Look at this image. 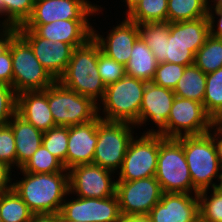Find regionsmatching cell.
<instances>
[{"instance_id": "6da1fadb", "label": "cell", "mask_w": 222, "mask_h": 222, "mask_svg": "<svg viewBox=\"0 0 222 222\" xmlns=\"http://www.w3.org/2000/svg\"><path fill=\"white\" fill-rule=\"evenodd\" d=\"M138 28L140 37L149 46L158 64L193 65L196 52L210 35L208 17L172 23H141Z\"/></svg>"}, {"instance_id": "7a4b0ae2", "label": "cell", "mask_w": 222, "mask_h": 222, "mask_svg": "<svg viewBox=\"0 0 222 222\" xmlns=\"http://www.w3.org/2000/svg\"><path fill=\"white\" fill-rule=\"evenodd\" d=\"M23 177L13 178V190L27 204L33 214L60 213L69 193V172L27 173L19 169Z\"/></svg>"}, {"instance_id": "3957f363", "label": "cell", "mask_w": 222, "mask_h": 222, "mask_svg": "<svg viewBox=\"0 0 222 222\" xmlns=\"http://www.w3.org/2000/svg\"><path fill=\"white\" fill-rule=\"evenodd\" d=\"M99 44L90 38L84 45L74 48L71 59L62 76L57 80L63 86L98 104L106 86L98 72Z\"/></svg>"}, {"instance_id": "277c9868", "label": "cell", "mask_w": 222, "mask_h": 222, "mask_svg": "<svg viewBox=\"0 0 222 222\" xmlns=\"http://www.w3.org/2000/svg\"><path fill=\"white\" fill-rule=\"evenodd\" d=\"M176 139L183 145L193 186L199 192L216 189L222 177V166L212 136L206 133Z\"/></svg>"}, {"instance_id": "5b68a950", "label": "cell", "mask_w": 222, "mask_h": 222, "mask_svg": "<svg viewBox=\"0 0 222 222\" xmlns=\"http://www.w3.org/2000/svg\"><path fill=\"white\" fill-rule=\"evenodd\" d=\"M146 83L125 75L120 80L107 85L104 98L98 103V116L107 121L131 123L138 128Z\"/></svg>"}, {"instance_id": "8992f818", "label": "cell", "mask_w": 222, "mask_h": 222, "mask_svg": "<svg viewBox=\"0 0 222 222\" xmlns=\"http://www.w3.org/2000/svg\"><path fill=\"white\" fill-rule=\"evenodd\" d=\"M155 178L163 193H199L193 186L183 145L176 138H164L159 135Z\"/></svg>"}, {"instance_id": "52a82bcc", "label": "cell", "mask_w": 222, "mask_h": 222, "mask_svg": "<svg viewBox=\"0 0 222 222\" xmlns=\"http://www.w3.org/2000/svg\"><path fill=\"white\" fill-rule=\"evenodd\" d=\"M136 126L127 122L107 121L97 116V144L92 163L114 173L121 169L123 159Z\"/></svg>"}, {"instance_id": "ba28073f", "label": "cell", "mask_w": 222, "mask_h": 222, "mask_svg": "<svg viewBox=\"0 0 222 222\" xmlns=\"http://www.w3.org/2000/svg\"><path fill=\"white\" fill-rule=\"evenodd\" d=\"M13 68V89L24 91L45 90L56 80L35 57L29 43L18 33L10 43Z\"/></svg>"}, {"instance_id": "9c48e42d", "label": "cell", "mask_w": 222, "mask_h": 222, "mask_svg": "<svg viewBox=\"0 0 222 222\" xmlns=\"http://www.w3.org/2000/svg\"><path fill=\"white\" fill-rule=\"evenodd\" d=\"M48 104L56 126L84 124L98 116V104L55 81L48 87Z\"/></svg>"}, {"instance_id": "30bf717a", "label": "cell", "mask_w": 222, "mask_h": 222, "mask_svg": "<svg viewBox=\"0 0 222 222\" xmlns=\"http://www.w3.org/2000/svg\"><path fill=\"white\" fill-rule=\"evenodd\" d=\"M140 136V137H139ZM159 135H139L131 140L117 181H132L154 177L157 171ZM118 177V178H117Z\"/></svg>"}, {"instance_id": "8fae6325", "label": "cell", "mask_w": 222, "mask_h": 222, "mask_svg": "<svg viewBox=\"0 0 222 222\" xmlns=\"http://www.w3.org/2000/svg\"><path fill=\"white\" fill-rule=\"evenodd\" d=\"M174 99L173 90L156 85L153 82H147L140 107L137 130L144 127V124L145 126L149 125L151 121V124L155 126L147 129L148 131H143L142 135H161L164 138H168L167 119Z\"/></svg>"}, {"instance_id": "7c38bea8", "label": "cell", "mask_w": 222, "mask_h": 222, "mask_svg": "<svg viewBox=\"0 0 222 222\" xmlns=\"http://www.w3.org/2000/svg\"><path fill=\"white\" fill-rule=\"evenodd\" d=\"M68 172L71 196L107 198L116 195V174L108 169L91 163L74 166Z\"/></svg>"}, {"instance_id": "4fadbf2b", "label": "cell", "mask_w": 222, "mask_h": 222, "mask_svg": "<svg viewBox=\"0 0 222 222\" xmlns=\"http://www.w3.org/2000/svg\"><path fill=\"white\" fill-rule=\"evenodd\" d=\"M102 9L101 5L89 0H37L24 25H46L56 20L69 19L91 20L92 16L102 13Z\"/></svg>"}, {"instance_id": "5bb4252c", "label": "cell", "mask_w": 222, "mask_h": 222, "mask_svg": "<svg viewBox=\"0 0 222 222\" xmlns=\"http://www.w3.org/2000/svg\"><path fill=\"white\" fill-rule=\"evenodd\" d=\"M168 122V138L203 135L215 122L206 113L202 103L175 96Z\"/></svg>"}, {"instance_id": "9a60e30c", "label": "cell", "mask_w": 222, "mask_h": 222, "mask_svg": "<svg viewBox=\"0 0 222 222\" xmlns=\"http://www.w3.org/2000/svg\"><path fill=\"white\" fill-rule=\"evenodd\" d=\"M162 193L155 176L116 183L121 215L148 214L160 201Z\"/></svg>"}, {"instance_id": "2e32d148", "label": "cell", "mask_w": 222, "mask_h": 222, "mask_svg": "<svg viewBox=\"0 0 222 222\" xmlns=\"http://www.w3.org/2000/svg\"><path fill=\"white\" fill-rule=\"evenodd\" d=\"M69 195H66L59 213L65 220L118 222L121 217L117 195L107 198H82L73 195V199H68Z\"/></svg>"}, {"instance_id": "e0dca14e", "label": "cell", "mask_w": 222, "mask_h": 222, "mask_svg": "<svg viewBox=\"0 0 222 222\" xmlns=\"http://www.w3.org/2000/svg\"><path fill=\"white\" fill-rule=\"evenodd\" d=\"M125 18V19H124ZM122 22L113 25L108 30L106 37L92 26V37L99 44L101 52L126 66L130 59L132 48L140 37L138 24L129 20L126 16Z\"/></svg>"}, {"instance_id": "ac0fdd59", "label": "cell", "mask_w": 222, "mask_h": 222, "mask_svg": "<svg viewBox=\"0 0 222 222\" xmlns=\"http://www.w3.org/2000/svg\"><path fill=\"white\" fill-rule=\"evenodd\" d=\"M18 33L29 43L35 57L57 81L66 70L74 47L39 37L33 30H18Z\"/></svg>"}, {"instance_id": "d6986e66", "label": "cell", "mask_w": 222, "mask_h": 222, "mask_svg": "<svg viewBox=\"0 0 222 222\" xmlns=\"http://www.w3.org/2000/svg\"><path fill=\"white\" fill-rule=\"evenodd\" d=\"M148 215L152 222H197L198 194L162 193L160 201Z\"/></svg>"}, {"instance_id": "ffe728a7", "label": "cell", "mask_w": 222, "mask_h": 222, "mask_svg": "<svg viewBox=\"0 0 222 222\" xmlns=\"http://www.w3.org/2000/svg\"><path fill=\"white\" fill-rule=\"evenodd\" d=\"M18 30H33L39 37L64 42L74 48L92 38L91 20H56L46 25H23Z\"/></svg>"}, {"instance_id": "44dd1931", "label": "cell", "mask_w": 222, "mask_h": 222, "mask_svg": "<svg viewBox=\"0 0 222 222\" xmlns=\"http://www.w3.org/2000/svg\"><path fill=\"white\" fill-rule=\"evenodd\" d=\"M97 144V117L87 123L68 127L66 170L82 164H91Z\"/></svg>"}, {"instance_id": "7402d4cb", "label": "cell", "mask_w": 222, "mask_h": 222, "mask_svg": "<svg viewBox=\"0 0 222 222\" xmlns=\"http://www.w3.org/2000/svg\"><path fill=\"white\" fill-rule=\"evenodd\" d=\"M16 113L42 132L56 127L48 104V88L17 94Z\"/></svg>"}, {"instance_id": "603a6c76", "label": "cell", "mask_w": 222, "mask_h": 222, "mask_svg": "<svg viewBox=\"0 0 222 222\" xmlns=\"http://www.w3.org/2000/svg\"><path fill=\"white\" fill-rule=\"evenodd\" d=\"M8 125L13 130L16 147V170L19 171L42 145L44 132L36 129L17 113L12 117Z\"/></svg>"}, {"instance_id": "cb8c5ba5", "label": "cell", "mask_w": 222, "mask_h": 222, "mask_svg": "<svg viewBox=\"0 0 222 222\" xmlns=\"http://www.w3.org/2000/svg\"><path fill=\"white\" fill-rule=\"evenodd\" d=\"M157 61L144 40L139 37L133 45L130 59L125 66L126 75L146 82H152Z\"/></svg>"}, {"instance_id": "d4e9b609", "label": "cell", "mask_w": 222, "mask_h": 222, "mask_svg": "<svg viewBox=\"0 0 222 222\" xmlns=\"http://www.w3.org/2000/svg\"><path fill=\"white\" fill-rule=\"evenodd\" d=\"M206 76L207 74L195 64L186 66L182 77L173 90L175 96L192 99L203 104Z\"/></svg>"}, {"instance_id": "484cf974", "label": "cell", "mask_w": 222, "mask_h": 222, "mask_svg": "<svg viewBox=\"0 0 222 222\" xmlns=\"http://www.w3.org/2000/svg\"><path fill=\"white\" fill-rule=\"evenodd\" d=\"M208 15V0H168L167 21L195 20Z\"/></svg>"}, {"instance_id": "4316f807", "label": "cell", "mask_w": 222, "mask_h": 222, "mask_svg": "<svg viewBox=\"0 0 222 222\" xmlns=\"http://www.w3.org/2000/svg\"><path fill=\"white\" fill-rule=\"evenodd\" d=\"M203 106L215 123L222 120V68L207 74Z\"/></svg>"}, {"instance_id": "83f0119b", "label": "cell", "mask_w": 222, "mask_h": 222, "mask_svg": "<svg viewBox=\"0 0 222 222\" xmlns=\"http://www.w3.org/2000/svg\"><path fill=\"white\" fill-rule=\"evenodd\" d=\"M194 64L206 74L222 68V38L209 35L196 52Z\"/></svg>"}, {"instance_id": "f1b7e54d", "label": "cell", "mask_w": 222, "mask_h": 222, "mask_svg": "<svg viewBox=\"0 0 222 222\" xmlns=\"http://www.w3.org/2000/svg\"><path fill=\"white\" fill-rule=\"evenodd\" d=\"M34 4V0H0V28L6 25L23 26L31 16Z\"/></svg>"}, {"instance_id": "f546056e", "label": "cell", "mask_w": 222, "mask_h": 222, "mask_svg": "<svg viewBox=\"0 0 222 222\" xmlns=\"http://www.w3.org/2000/svg\"><path fill=\"white\" fill-rule=\"evenodd\" d=\"M0 215L2 222H30L33 213L12 189L0 194Z\"/></svg>"}, {"instance_id": "4dcf8cb0", "label": "cell", "mask_w": 222, "mask_h": 222, "mask_svg": "<svg viewBox=\"0 0 222 222\" xmlns=\"http://www.w3.org/2000/svg\"><path fill=\"white\" fill-rule=\"evenodd\" d=\"M167 2L168 0H141L126 17L137 24L165 22Z\"/></svg>"}, {"instance_id": "1f68e13d", "label": "cell", "mask_w": 222, "mask_h": 222, "mask_svg": "<svg viewBox=\"0 0 222 222\" xmlns=\"http://www.w3.org/2000/svg\"><path fill=\"white\" fill-rule=\"evenodd\" d=\"M198 199L201 222H222V192L219 189L200 191Z\"/></svg>"}, {"instance_id": "d6a6232c", "label": "cell", "mask_w": 222, "mask_h": 222, "mask_svg": "<svg viewBox=\"0 0 222 222\" xmlns=\"http://www.w3.org/2000/svg\"><path fill=\"white\" fill-rule=\"evenodd\" d=\"M21 169L27 173L68 172L63 164L43 144Z\"/></svg>"}, {"instance_id": "836d02e7", "label": "cell", "mask_w": 222, "mask_h": 222, "mask_svg": "<svg viewBox=\"0 0 222 222\" xmlns=\"http://www.w3.org/2000/svg\"><path fill=\"white\" fill-rule=\"evenodd\" d=\"M42 144L63 164L66 169L68 127L56 126L45 131L42 138Z\"/></svg>"}, {"instance_id": "e575fe53", "label": "cell", "mask_w": 222, "mask_h": 222, "mask_svg": "<svg viewBox=\"0 0 222 222\" xmlns=\"http://www.w3.org/2000/svg\"><path fill=\"white\" fill-rule=\"evenodd\" d=\"M185 67L170 62L159 63L152 82L164 88L174 90L177 82L184 73Z\"/></svg>"}, {"instance_id": "d590c367", "label": "cell", "mask_w": 222, "mask_h": 222, "mask_svg": "<svg viewBox=\"0 0 222 222\" xmlns=\"http://www.w3.org/2000/svg\"><path fill=\"white\" fill-rule=\"evenodd\" d=\"M98 72L105 86L120 80L126 75L125 66L100 52L98 55Z\"/></svg>"}, {"instance_id": "8d00e7d4", "label": "cell", "mask_w": 222, "mask_h": 222, "mask_svg": "<svg viewBox=\"0 0 222 222\" xmlns=\"http://www.w3.org/2000/svg\"><path fill=\"white\" fill-rule=\"evenodd\" d=\"M17 94L11 85L0 83V127L8 125L16 114Z\"/></svg>"}, {"instance_id": "74e56055", "label": "cell", "mask_w": 222, "mask_h": 222, "mask_svg": "<svg viewBox=\"0 0 222 222\" xmlns=\"http://www.w3.org/2000/svg\"><path fill=\"white\" fill-rule=\"evenodd\" d=\"M0 161L16 169L15 139L9 125L0 127Z\"/></svg>"}, {"instance_id": "f35d334b", "label": "cell", "mask_w": 222, "mask_h": 222, "mask_svg": "<svg viewBox=\"0 0 222 222\" xmlns=\"http://www.w3.org/2000/svg\"><path fill=\"white\" fill-rule=\"evenodd\" d=\"M207 17L210 35L222 38V4L208 5Z\"/></svg>"}, {"instance_id": "ab89813d", "label": "cell", "mask_w": 222, "mask_h": 222, "mask_svg": "<svg viewBox=\"0 0 222 222\" xmlns=\"http://www.w3.org/2000/svg\"><path fill=\"white\" fill-rule=\"evenodd\" d=\"M0 83L13 87L12 57L9 49L0 55Z\"/></svg>"}, {"instance_id": "60d3db41", "label": "cell", "mask_w": 222, "mask_h": 222, "mask_svg": "<svg viewBox=\"0 0 222 222\" xmlns=\"http://www.w3.org/2000/svg\"><path fill=\"white\" fill-rule=\"evenodd\" d=\"M16 172L8 164L0 161V194L9 192L13 189V178Z\"/></svg>"}, {"instance_id": "b9f144b4", "label": "cell", "mask_w": 222, "mask_h": 222, "mask_svg": "<svg viewBox=\"0 0 222 222\" xmlns=\"http://www.w3.org/2000/svg\"><path fill=\"white\" fill-rule=\"evenodd\" d=\"M18 34V27L6 25L0 28V55L5 53L12 39Z\"/></svg>"}, {"instance_id": "7bdbcfd3", "label": "cell", "mask_w": 222, "mask_h": 222, "mask_svg": "<svg viewBox=\"0 0 222 222\" xmlns=\"http://www.w3.org/2000/svg\"><path fill=\"white\" fill-rule=\"evenodd\" d=\"M208 133L212 136L215 142L218 159L222 166V125L220 123H215Z\"/></svg>"}, {"instance_id": "ee69618b", "label": "cell", "mask_w": 222, "mask_h": 222, "mask_svg": "<svg viewBox=\"0 0 222 222\" xmlns=\"http://www.w3.org/2000/svg\"><path fill=\"white\" fill-rule=\"evenodd\" d=\"M30 222H60V214H33Z\"/></svg>"}, {"instance_id": "f6af8a7d", "label": "cell", "mask_w": 222, "mask_h": 222, "mask_svg": "<svg viewBox=\"0 0 222 222\" xmlns=\"http://www.w3.org/2000/svg\"><path fill=\"white\" fill-rule=\"evenodd\" d=\"M118 222H152L148 214L121 215Z\"/></svg>"}, {"instance_id": "bcb514c9", "label": "cell", "mask_w": 222, "mask_h": 222, "mask_svg": "<svg viewBox=\"0 0 222 222\" xmlns=\"http://www.w3.org/2000/svg\"><path fill=\"white\" fill-rule=\"evenodd\" d=\"M124 2L125 4V11L123 12L124 13V16L128 15L134 8L135 6L141 1V0H121Z\"/></svg>"}, {"instance_id": "7dc6e473", "label": "cell", "mask_w": 222, "mask_h": 222, "mask_svg": "<svg viewBox=\"0 0 222 222\" xmlns=\"http://www.w3.org/2000/svg\"><path fill=\"white\" fill-rule=\"evenodd\" d=\"M218 4H222V0H208V5H218Z\"/></svg>"}, {"instance_id": "c3c4849f", "label": "cell", "mask_w": 222, "mask_h": 222, "mask_svg": "<svg viewBox=\"0 0 222 222\" xmlns=\"http://www.w3.org/2000/svg\"><path fill=\"white\" fill-rule=\"evenodd\" d=\"M60 222H84V221H68V220L63 219V218L60 216Z\"/></svg>"}, {"instance_id": "681fc988", "label": "cell", "mask_w": 222, "mask_h": 222, "mask_svg": "<svg viewBox=\"0 0 222 222\" xmlns=\"http://www.w3.org/2000/svg\"><path fill=\"white\" fill-rule=\"evenodd\" d=\"M217 189H219L222 192V177L220 179V182H219V185H218Z\"/></svg>"}]
</instances>
